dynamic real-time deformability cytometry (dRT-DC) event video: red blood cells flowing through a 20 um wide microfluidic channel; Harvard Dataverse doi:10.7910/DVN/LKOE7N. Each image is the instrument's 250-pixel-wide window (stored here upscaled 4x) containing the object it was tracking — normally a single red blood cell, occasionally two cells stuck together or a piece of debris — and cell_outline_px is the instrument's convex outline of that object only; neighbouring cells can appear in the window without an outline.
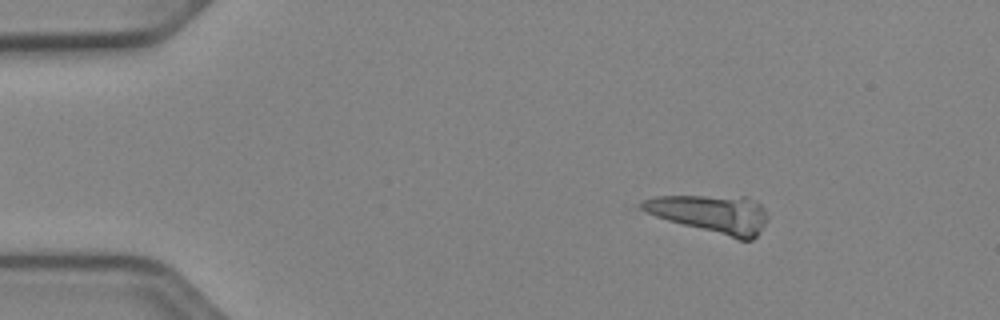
{"species": "Egyptian fruit bat (a non-hibernating species)", "species_latin": "Rousettus aegyptiacus", "temperature_condition": "cold", "stored_images_in_passage": 12, "camera_frame_rate_fps": 3000, "um_per_image_px": 0.085, "animal": {"sex": "female"}, "frame": {"image": 1, "passage_image": 8, "time_ms": 2.333, "image_size_px": [1000, 320], "cell_outline_px": [[768, 220], [756, 236], [752, 240], [740, 240], [668, 220], [656, 216], [640, 208], [640, 204], [644, 200], [656, 196], [744, 196], [756, 200], [764, 208], [768, 216]], "centroid_in_image_um": [60.51, 18.17], "position_along_channel_um": 24.5, "area_um2": 27.8}}